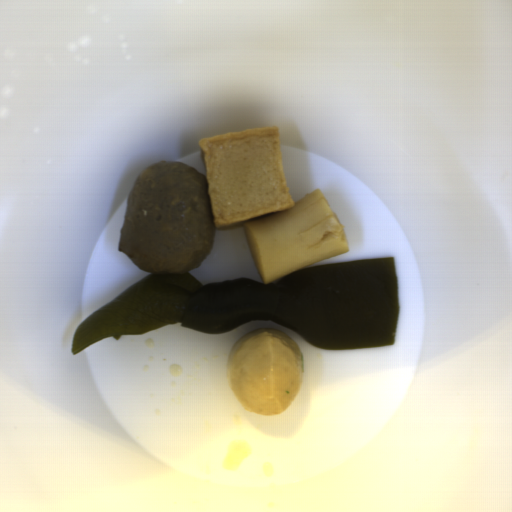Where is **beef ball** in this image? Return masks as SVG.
I'll return each instance as SVG.
<instances>
[{
  "instance_id": "obj_1",
  "label": "beef ball",
  "mask_w": 512,
  "mask_h": 512,
  "mask_svg": "<svg viewBox=\"0 0 512 512\" xmlns=\"http://www.w3.org/2000/svg\"><path fill=\"white\" fill-rule=\"evenodd\" d=\"M215 229L205 175L179 161L151 162L129 190L118 251L151 274L197 269Z\"/></svg>"
}]
</instances>
